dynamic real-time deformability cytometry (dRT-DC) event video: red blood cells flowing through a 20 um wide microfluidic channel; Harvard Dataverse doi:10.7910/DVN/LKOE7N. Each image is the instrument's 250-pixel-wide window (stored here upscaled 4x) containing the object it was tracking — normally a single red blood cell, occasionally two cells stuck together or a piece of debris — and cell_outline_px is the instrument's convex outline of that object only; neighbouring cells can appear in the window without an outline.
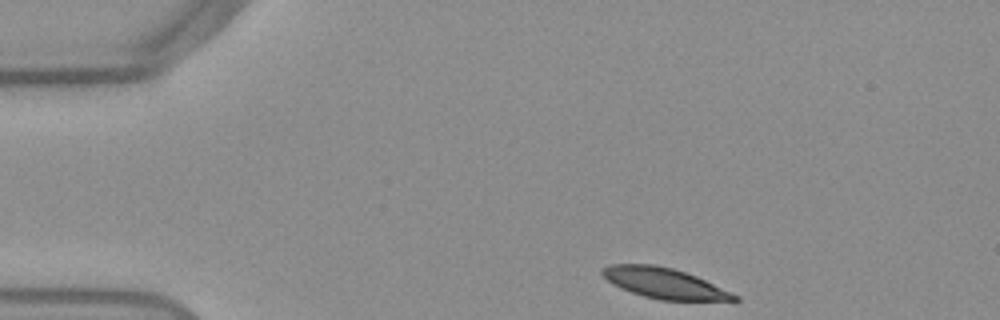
{"species": "Egyptian fruit bat (a non-hibernating species)", "species_latin": "Rousettus aegyptiacus", "temperature_condition": "warm", "stored_images_in_passage": 40, "camera_frame_rate_fps": 3000, "um_per_image_px": 0.085, "frame": {"image": 1, "passage_image": 1, "time_ms": 0.0, "image_size_px": [1000, 320], "cell_outline_px": [[740, 300], [664, 300], [632, 292], [608, 280], [604, 276], [604, 268], [616, 264], [648, 264], [672, 268], [696, 276], [740, 296]], "centroid_in_image_um": [56.55, 24.07], "position_along_channel_um": 28.5, "area_um2": 22.48}}
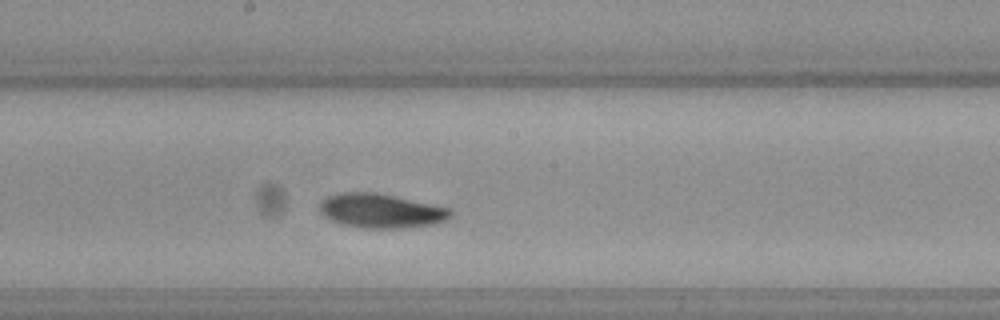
{"frame": {"image": 2, "passage_image": 21, "time_ms": 6.667, "image_size_px": [1000, 320], "cell_outline_px": [[452, 212], [448, 216], [440, 220], [424, 224], [352, 224], [336, 220], [328, 216], [320, 208], [320, 204], [328, 196], [344, 192], [364, 192], [388, 196], [448, 208]], "centroid_in_image_um": [32.31, 17.82], "position_along_channel_um": 215.9, "area_um2": 22.48}}
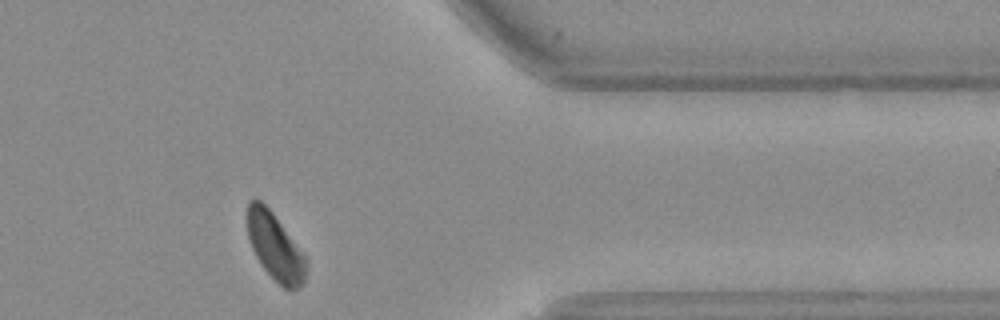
{"frame": {"image": 3, "passage_image": 36, "time_ms": 11.667, "image_size_px": [1000, 320], "cell_outline_px": [[304, 280], [296, 288], [284, 288], [264, 268], [256, 256], [252, 248], [248, 236], [248, 204], [252, 200], [260, 200], [272, 212], [304, 256]], "centroid_in_image_um": [23.34, 20.95], "position_along_channel_um": 388.1, "area_um2": 21.62}, "authors_computed_cell_mechanics": {"area_um2": 23.2645, "velocity_mm_per_s": 3.7883, "shape_relaxation_time_tau1_ms": 4.0211, "shape_relaxation_time_tau2_ms": 2.872, "deformation_change_tau1": 0.1249, "deformation_change_tau2": 0.085}}